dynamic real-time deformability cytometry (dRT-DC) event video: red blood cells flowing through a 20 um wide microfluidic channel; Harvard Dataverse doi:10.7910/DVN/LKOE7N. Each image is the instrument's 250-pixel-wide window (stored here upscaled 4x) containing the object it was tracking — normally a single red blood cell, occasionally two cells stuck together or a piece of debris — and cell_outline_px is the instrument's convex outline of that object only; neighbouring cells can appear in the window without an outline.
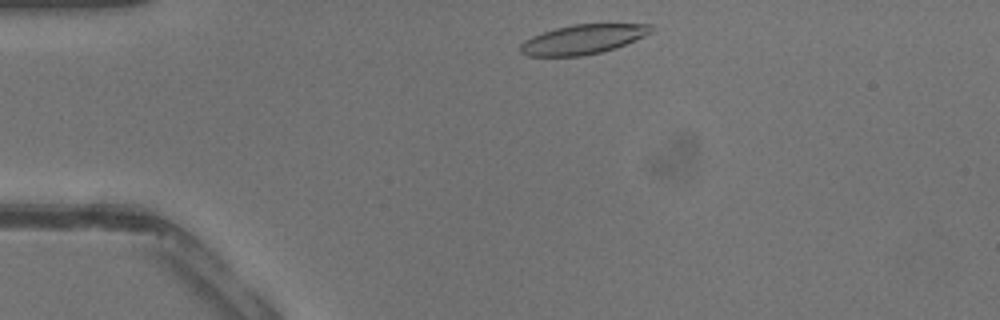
{"species": "common noctule bat (a hibernating species)", "species_latin": "Nyctalus noctula", "temperature_condition": "warm", "stored_images_in_passage": 34, "camera_frame_rate_fps": 3000, "um_per_image_px": 0.085, "animal": {"sex": "male", "body_mass_g": 13.3}, "frame": {"image": 1, "passage_image": 2, "time_ms": 0.333, "image_size_px": [1000, 320], "cell_outline_px": [[652, 32], [636, 40], [616, 48], [600, 52], [580, 56], [528, 56], [520, 52], [520, 44], [524, 40], [532, 36], [556, 28], [572, 24], [652, 24]], "centroid_in_image_um": [49.54, 3.34], "position_along_channel_um": 35.5, "area_um2": 22.43}}
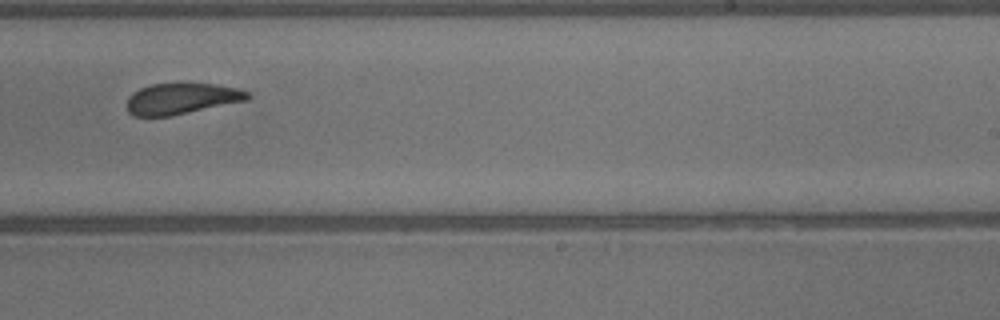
{"frame": {"image": 2, "passage_image": 19, "time_ms": 6.0, "image_size_px": [1000, 320], "cell_outline_px": [[252, 96], [248, 100], [172, 116], [132, 116], [128, 112], [128, 96], [132, 92], [140, 88], [152, 84], [180, 80], [212, 84], [236, 88], [248, 92]], "centroid_in_image_um": [15.43, 8.34], "position_along_channel_um": 273.6, "area_um2": 22.6}}
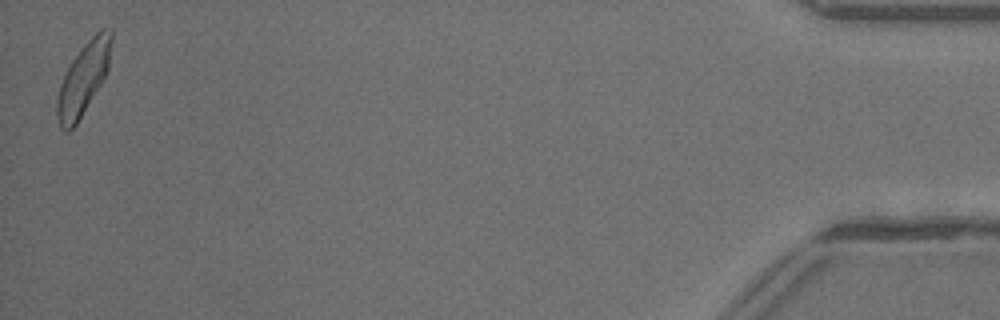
{"frame": {"image": 3, "passage_image": 34, "time_ms": 11.0, "image_size_px": [1000, 320], "cell_outline_px": [[112, 40], [108, 72], [76, 124], [68, 132], [64, 132], [60, 128], [56, 116], [56, 100], [60, 84], [72, 60], [84, 44], [100, 28], [112, 28]], "centroid_in_image_um": [7.09, 6.68], "position_along_channel_um": 428.1, "area_um2": 22.77}}